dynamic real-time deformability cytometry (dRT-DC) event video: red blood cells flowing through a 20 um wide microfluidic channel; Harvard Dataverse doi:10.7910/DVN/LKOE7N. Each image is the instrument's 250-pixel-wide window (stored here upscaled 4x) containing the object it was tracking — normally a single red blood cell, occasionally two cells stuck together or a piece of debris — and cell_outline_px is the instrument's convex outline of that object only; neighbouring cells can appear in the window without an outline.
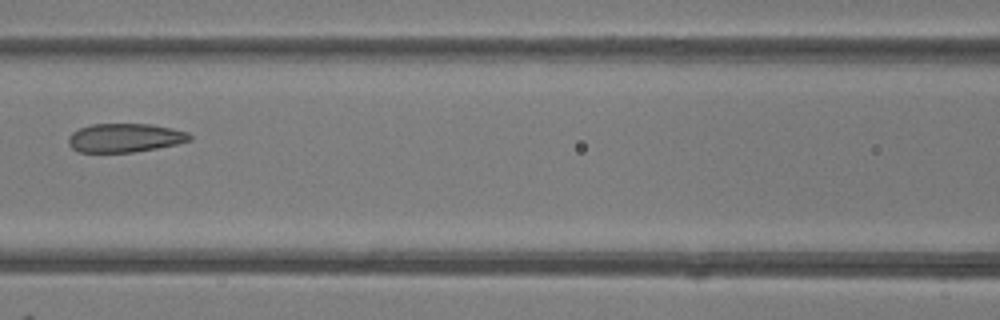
{"species": "common noctule bat (a hibernating species)", "species_latin": "Nyctalus noctula", "temperature_condition": "room temperature", "stored_images_in_passage": 6, "camera_frame_rate_fps": 3000, "um_per_image_px": 0.085, "animal": {"sex": "female"}, "frame": {"image": 1, "passage_image": 6, "time_ms": 6.667, "image_size_px": [1000, 320], "cell_outline_px": [[192, 140], [176, 144], [156, 148], [132, 152], [80, 152], [72, 148], [68, 144], [68, 136], [72, 132], [80, 128], [92, 124], [152, 124], [172, 128], [188, 132], [192, 136]], "centroid_in_image_um": [10.62, 11.71], "position_along_channel_um": 156.0, "area_um2": 20.35}}